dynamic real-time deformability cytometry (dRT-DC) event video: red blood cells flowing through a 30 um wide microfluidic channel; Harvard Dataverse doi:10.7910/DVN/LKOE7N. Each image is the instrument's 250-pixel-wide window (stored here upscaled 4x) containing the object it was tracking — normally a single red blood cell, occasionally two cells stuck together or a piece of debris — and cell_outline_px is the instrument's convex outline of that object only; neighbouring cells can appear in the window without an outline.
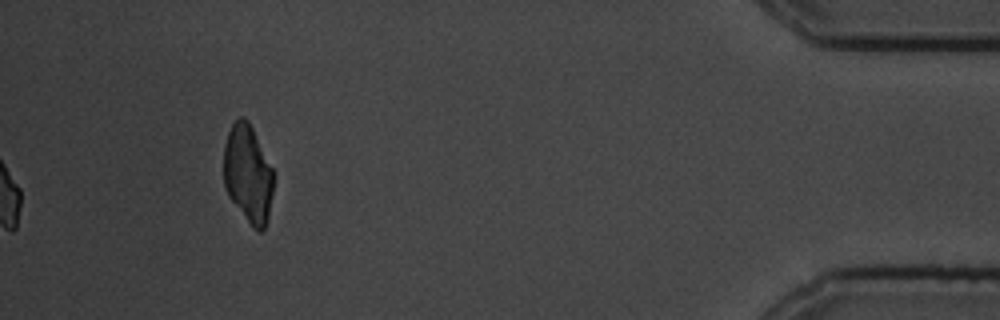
{"species": "common noctule bat (a hibernating species)", "species_latin": "Nyctalus noctula", "temperature_condition": "cold", "stored_images_in_passage": 54, "segment_of_instrument_passage": [2, 2], "camera_frame_rate_fps": 3000, "um_per_image_px": 0.085, "animal": {"sex": "male", "body_mass_g": 19.5, "forearm_length_mm": 54.6}, "frame": {"image": 1, "passage_image": 54, "time_ms": 17.667, "image_size_px": [1000, 320], "cell_outline_px": [[276, 176], [268, 220], [264, 228], [260, 232], [256, 232], [252, 228], [228, 196], [224, 184], [224, 144], [228, 132], [232, 124], [240, 116], [244, 116], [248, 120]], "centroid_in_image_um": [21.09, 14.82], "position_along_channel_um": 414.1, "area_um2": 28.84}}